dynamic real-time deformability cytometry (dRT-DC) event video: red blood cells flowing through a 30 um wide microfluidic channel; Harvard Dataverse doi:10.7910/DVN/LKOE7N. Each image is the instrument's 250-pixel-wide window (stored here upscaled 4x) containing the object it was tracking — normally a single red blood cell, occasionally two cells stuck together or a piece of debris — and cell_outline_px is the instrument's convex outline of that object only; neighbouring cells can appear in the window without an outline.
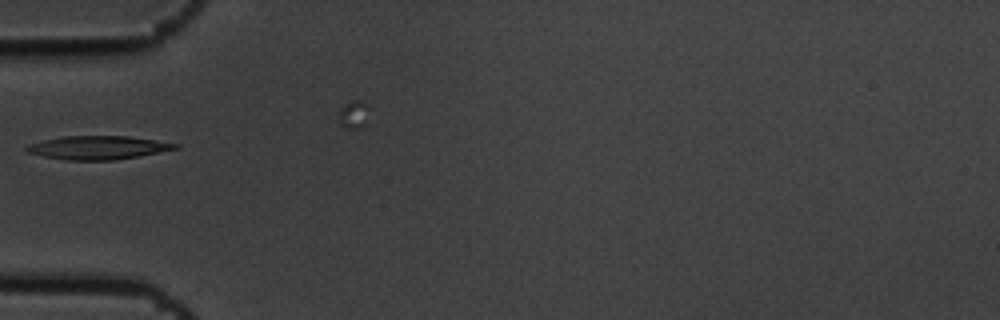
{"species": "common noctule bat (a hibernating species)", "species_latin": "Nyctalus noctula", "temperature_condition": "cold", "stored_images_in_passage": 2, "camera_frame_rate_fps": 3000, "um_per_image_px": 0.085, "animal": {"sex": "male", "body_mass_g": 19.5, "forearm_length_mm": 54.6}, "frame": {"image": 1, "passage_image": 1, "time_ms": 0.0, "image_size_px": [1000, 320], "cell_outline_px": [[180, 148], [136, 156], [112, 160], [68, 160], [44, 156], [28, 152], [24, 148], [28, 144], [44, 140], [64, 136], [128, 136], [156, 140], [180, 144]], "centroid_in_image_um": [8.33, 12.54], "position_along_channel_um": 76.7, "area_um2": 20.11}}